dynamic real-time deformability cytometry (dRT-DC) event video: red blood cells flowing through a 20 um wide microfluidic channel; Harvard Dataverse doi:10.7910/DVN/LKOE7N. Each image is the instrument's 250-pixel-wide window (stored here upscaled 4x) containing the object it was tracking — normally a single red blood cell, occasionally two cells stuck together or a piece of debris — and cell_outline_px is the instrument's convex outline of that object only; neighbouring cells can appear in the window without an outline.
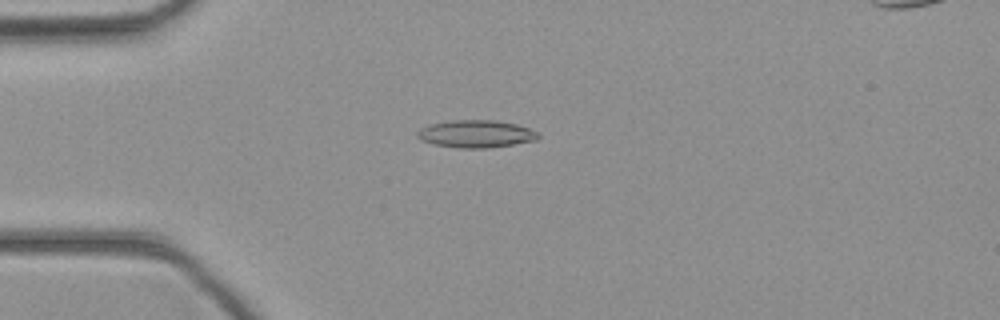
{"species": "common noctule bat (a hibernating species)", "species_latin": "Nyctalus noctula", "temperature_condition": "cold", "stored_images_in_passage": 42, "camera_frame_rate_fps": 3000, "um_per_image_px": 0.085, "animal": {"sex": "female", "body_mass_g": 21.9}, "frame": {"image": 1, "passage_image": 8, "time_ms": 2.333, "image_size_px": [1000, 320], "cell_outline_px": [[540, 136], [536, 140], [488, 148], [460, 148], [436, 144], [420, 140], [416, 136], [416, 132], [420, 128], [432, 124], [452, 120], [496, 120], [516, 124], [528, 128], [536, 132]], "centroid_in_image_um": [40.44, 11.37], "position_along_channel_um": 44.6, "area_um2": 19.19}}
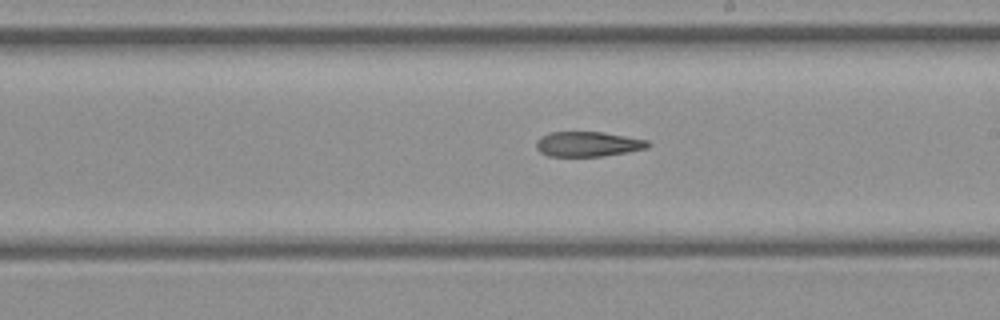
{"frame": {"image": 2, "passage_image": 22, "time_ms": 7.0, "image_size_px": [1000, 320], "cell_outline_px": [[652, 144], [648, 148], [628, 152], [604, 156], [548, 156], [540, 152], [536, 148], [536, 140], [540, 136], [548, 132], [604, 132], [648, 140]], "centroid_in_image_um": [49.98, 12.24], "position_along_channel_um": 239.0, "area_um2": 16.47}}
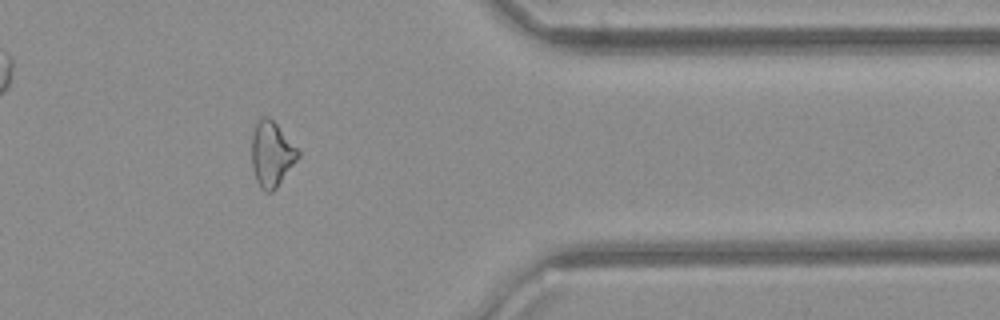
{"frame": {"image": 3, "passage_image": 33, "time_ms": 10.667, "image_size_px": [1000, 320], "cell_outline_px": [[300, 156], [276, 188], [272, 192], [264, 192], [260, 188], [256, 180], [252, 168], [252, 132], [260, 116], [268, 116], [276, 124], [300, 152]], "centroid_in_image_um": [23.07, 13.11], "position_along_channel_um": 388.3, "area_um2": 17.51}}